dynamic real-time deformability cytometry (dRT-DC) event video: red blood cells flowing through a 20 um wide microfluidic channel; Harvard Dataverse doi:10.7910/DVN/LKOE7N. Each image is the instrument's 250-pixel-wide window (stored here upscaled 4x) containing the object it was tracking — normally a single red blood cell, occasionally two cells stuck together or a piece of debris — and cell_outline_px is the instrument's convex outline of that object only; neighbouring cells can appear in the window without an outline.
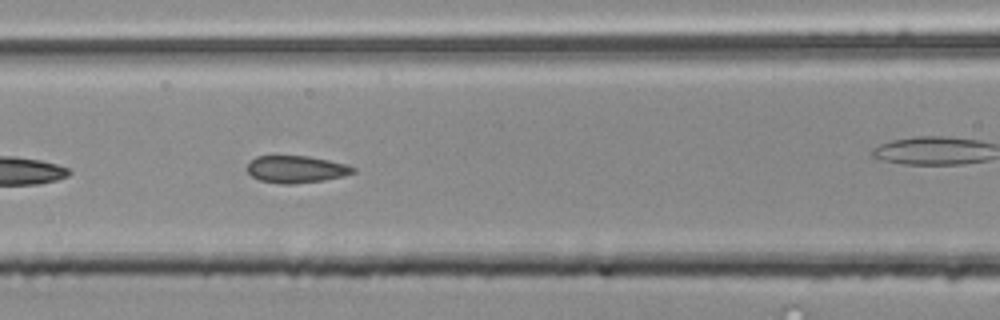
{"species": "common noctule bat (a hibernating species)", "species_latin": "Nyctalus noctula", "temperature_condition": "room temperature", "stored_images_in_passage": 25, "camera_frame_rate_fps": 3000, "um_per_image_px": 0.085, "animal": {"sex": "male", "body_mass_g": 20.4}, "frame": {"image": 1, "passage_image": 8, "time_ms": 2.333, "image_size_px": [1000, 320], "cell_outline_px": [[356, 172], [344, 176], [324, 180], [292, 184], [280, 184], [260, 180], [252, 176], [248, 172], [248, 164], [256, 156], [308, 156], [348, 164], [356, 168]], "centroid_in_image_um": [25.22, 14.39], "position_along_channel_um": 141.4, "area_um2": 16.76}}
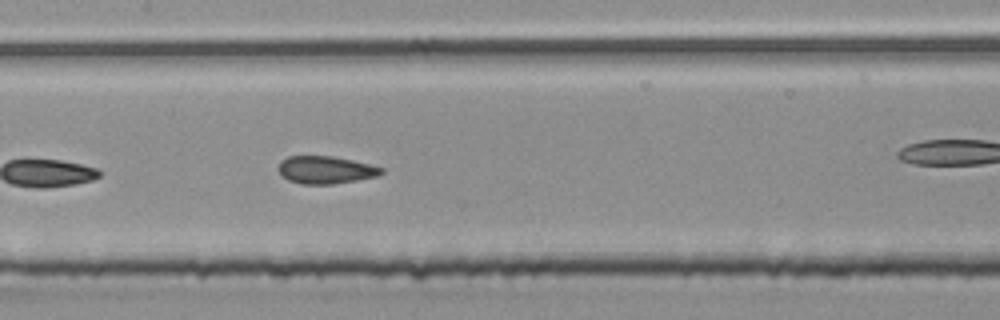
{"frame": {"image": 2, "passage_image": 11, "time_ms": 3.333, "image_size_px": [1000, 320], "cell_outline_px": [[384, 172], [376, 176], [356, 180], [332, 184], [300, 184], [288, 180], [280, 172], [280, 160], [288, 156], [332, 156], [352, 160], [384, 168]], "centroid_in_image_um": [27.68, 14.44], "position_along_channel_um": 179.7, "area_um2": 16.36}}